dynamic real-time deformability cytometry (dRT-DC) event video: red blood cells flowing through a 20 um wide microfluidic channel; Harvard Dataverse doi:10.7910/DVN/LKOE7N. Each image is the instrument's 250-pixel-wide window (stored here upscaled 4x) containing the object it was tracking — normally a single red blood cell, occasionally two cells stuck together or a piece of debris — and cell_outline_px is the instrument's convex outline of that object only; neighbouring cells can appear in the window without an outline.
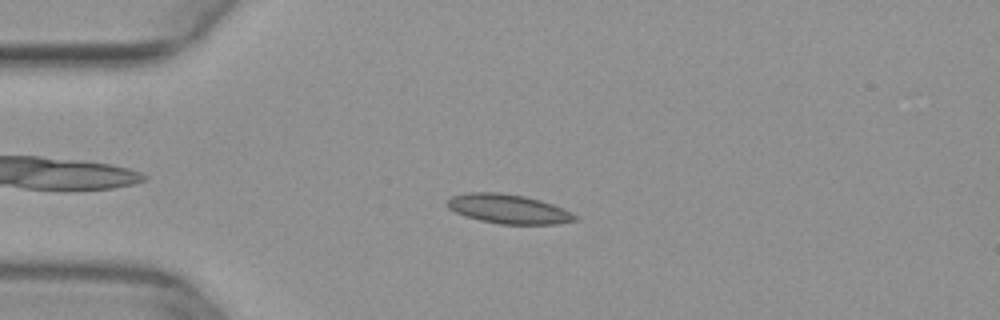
{"species": "common noctule bat (a hibernating species)", "species_latin": "Nyctalus noctula", "temperature_condition": "warm", "stored_images_in_passage": 39, "camera_frame_rate_fps": 3000, "um_per_image_px": 0.085, "animal": {"sex": "female", "body_mass_g": 29.2, "forearm_length_mm": 56.3}, "frame": {"image": 1, "passage_image": 6, "time_ms": 1.667, "image_size_px": [1000, 320], "cell_outline_px": [[580, 216], [576, 220], [556, 224], [500, 224], [480, 220], [464, 216], [448, 208], [444, 204], [452, 196], [468, 192], [500, 192], [524, 196], [540, 200], [564, 208]], "centroid_in_image_um": [43.22, 17.76], "position_along_channel_um": 41.8, "area_um2": 21.96}}
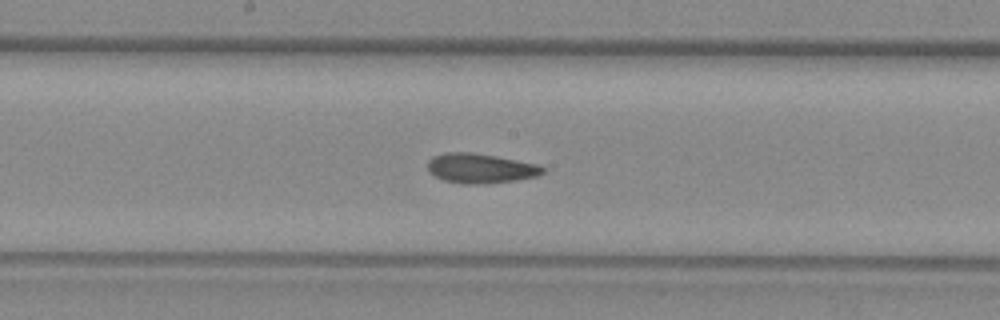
{"frame": {"image": 2, "passage_image": 20, "time_ms": 6.333, "image_size_px": [1000, 320], "cell_outline_px": [[548, 168], [544, 172], [536, 176], [516, 180], [480, 184], [464, 184], [444, 180], [436, 176], [428, 168], [428, 160], [432, 156], [444, 152], [472, 152], [496, 156], [540, 164]], "centroid_in_image_um": [40.88, 14.29], "position_along_channel_um": 207.3, "area_um2": 20.0}}
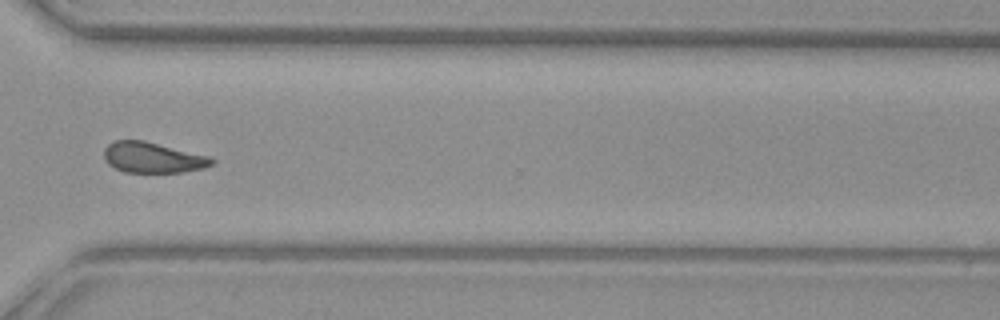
{"frame": {"image": 3, "passage_image": 31, "time_ms": 10.0, "image_size_px": [1000, 320], "cell_outline_px": [[216, 160], [212, 164], [204, 168], [184, 172], [124, 172], [108, 164], [104, 160], [104, 148], [112, 140], [144, 140], [208, 156]], "centroid_in_image_um": [12.95, 13.39], "position_along_channel_um": 357.6, "area_um2": 19.25}}